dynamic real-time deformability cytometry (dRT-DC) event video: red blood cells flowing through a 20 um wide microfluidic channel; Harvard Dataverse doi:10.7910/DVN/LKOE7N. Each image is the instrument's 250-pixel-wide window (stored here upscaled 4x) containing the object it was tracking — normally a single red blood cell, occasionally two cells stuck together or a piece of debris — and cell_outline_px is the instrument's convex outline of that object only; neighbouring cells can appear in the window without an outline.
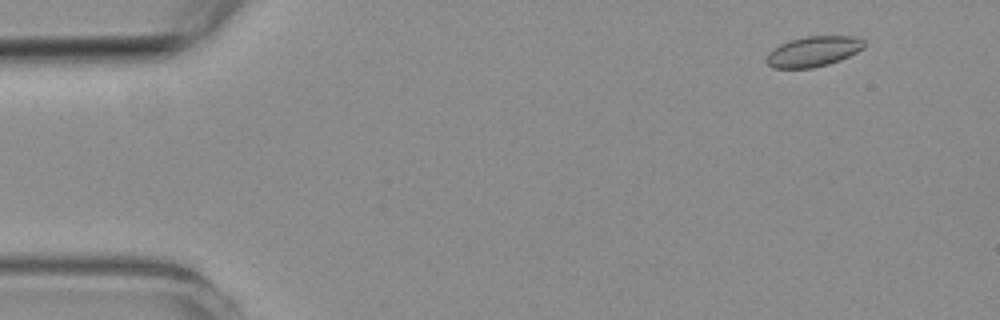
{"species": "common noctule bat (a hibernating species)", "species_latin": "Nyctalus noctula", "temperature_condition": "room temperature", "stored_images_in_passage": 5, "camera_frame_rate_fps": 3000, "um_per_image_px": 0.085, "animal": {"sex": "female", "body_mass_g": 19.3, "forearm_length_mm": 54.1}, "frame": {"image": 1, "passage_image": 2, "time_ms": 1.0, "image_size_px": [1000, 320], "cell_outline_px": [[864, 48], [840, 60], [828, 64], [812, 68], [772, 68], [764, 60], [768, 52], [780, 44], [792, 40], [808, 36], [852, 36], [864, 40]], "centroid_in_image_um": [69.1, 4.38], "position_along_channel_um": 15.9, "area_um2": 17.17}}
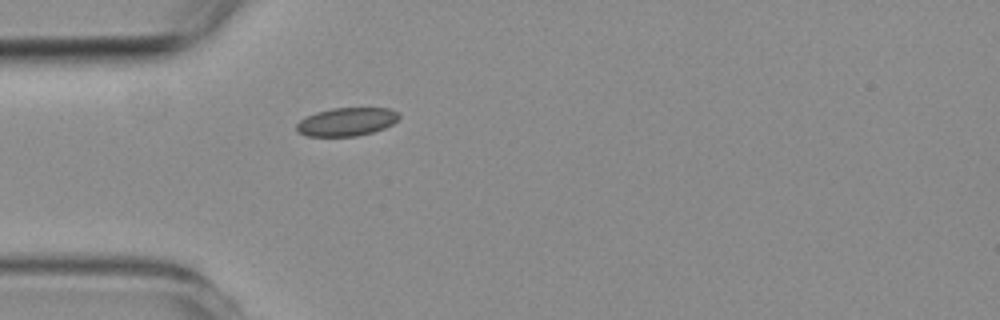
{"frame": {"image": 2, "passage_image": 5, "time_ms": 4.667, "image_size_px": [1000, 320], "cell_outline_px": [[400, 116], [392, 124], [384, 128], [372, 132], [356, 136], [308, 136], [296, 132], [296, 124], [300, 120], [316, 112], [332, 108], [388, 108], [396, 112]], "centroid_in_image_um": [29.43, 10.35], "position_along_channel_um": 55.6, "area_um2": 16.76}}